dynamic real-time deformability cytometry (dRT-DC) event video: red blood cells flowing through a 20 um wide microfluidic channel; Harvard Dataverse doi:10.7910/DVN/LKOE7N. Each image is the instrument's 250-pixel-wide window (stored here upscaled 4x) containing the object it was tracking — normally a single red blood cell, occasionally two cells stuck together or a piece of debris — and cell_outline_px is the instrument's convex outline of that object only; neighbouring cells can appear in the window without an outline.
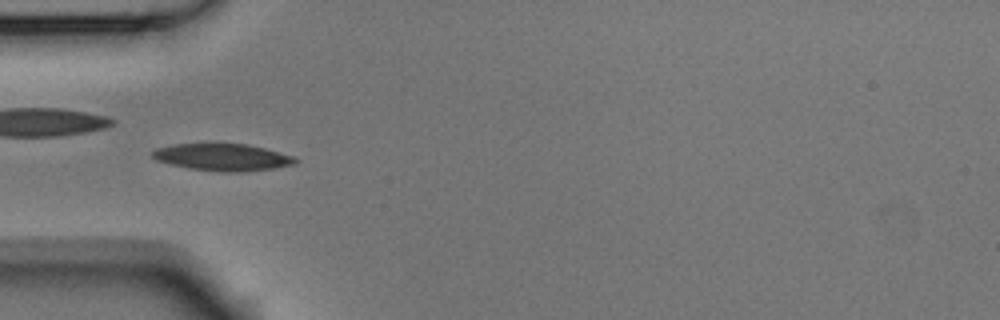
{"species": "Egyptian fruit bat (a non-hibernating species)", "species_latin": "Rousettus aegyptiacus", "temperature_condition": "room temperature", "stored_images_in_passage": 53, "camera_frame_rate_fps": 3000, "um_per_image_px": 0.085, "animal": {"sex": "male"}, "frame": {"image": 1, "passage_image": 16, "time_ms": 5.0, "image_size_px": [1000, 320], "cell_outline_px": [[300, 160], [296, 164], [272, 168], [240, 172], [220, 172], [188, 168], [156, 160], [152, 156], [152, 152], [156, 148], [172, 144], [208, 140], [212, 140], [248, 144], [280, 152], [292, 156]], "centroid_in_image_um": [18.88, 13.3], "position_along_channel_um": 66.1, "area_um2": 23.58}}
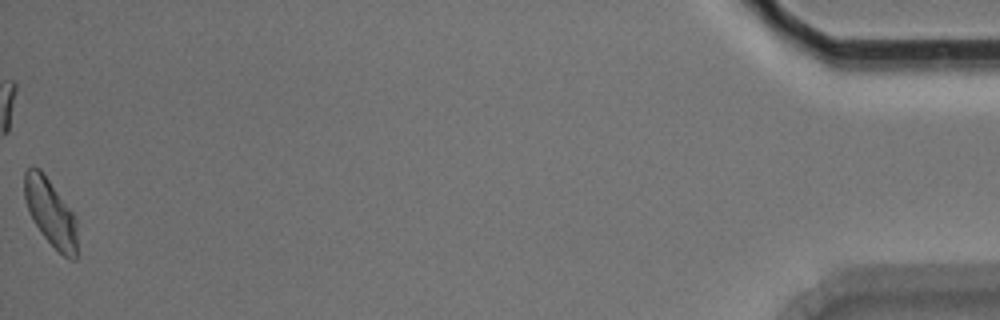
{"frame": {"image": 2, "passage_image": 53, "time_ms": 17.333, "image_size_px": [1000, 320], "cell_outline_px": [[76, 260], [68, 260], [40, 232], [28, 212], [24, 196], [24, 172], [32, 164], [40, 168], [76, 216]], "centroid_in_image_um": [4.28, 18.03], "position_along_channel_um": 430.9, "area_um2": 20.69}, "authors_computed_cell_mechanics": {"area_um2": 21.1548, "velocity_mm_per_s": 3.7414, "shape_relaxation_time_tau1_ms": 3.8466, "shape_relaxation_time_tau2_ms": 2.3121, "deformation_change_tau1": 0.1131, "deformation_change_tau2": 0.069}}